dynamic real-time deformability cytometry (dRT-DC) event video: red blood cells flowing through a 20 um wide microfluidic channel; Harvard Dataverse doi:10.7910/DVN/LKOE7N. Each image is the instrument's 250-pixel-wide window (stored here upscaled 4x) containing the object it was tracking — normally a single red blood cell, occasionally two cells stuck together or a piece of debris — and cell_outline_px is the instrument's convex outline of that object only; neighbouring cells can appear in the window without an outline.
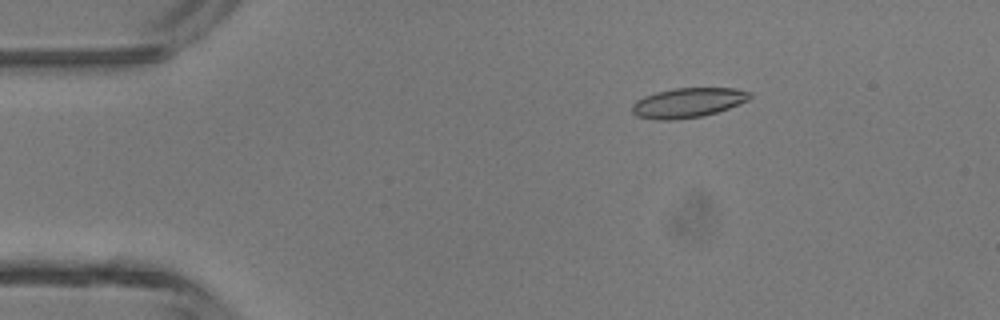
{"species": "common noctule bat (a hibernating species)", "species_latin": "Nyctalus noctula", "temperature_condition": "room temperature", "stored_images_in_passage": 37, "camera_frame_rate_fps": 3000, "um_per_image_px": 0.085, "animal": {"sex": "male", "body_mass_g": 13.3}, "frame": {"image": 1, "passage_image": 1, "time_ms": 0.0, "image_size_px": [1000, 320], "cell_outline_px": [[752, 96], [748, 100], [728, 108], [704, 116], [672, 120], [656, 120], [636, 116], [632, 112], [632, 104], [636, 100], [644, 96], [656, 92], [672, 88], [736, 88], [752, 92]], "centroid_in_image_um": [58.46, 8.73], "position_along_channel_um": 26.5, "area_um2": 20.52}}
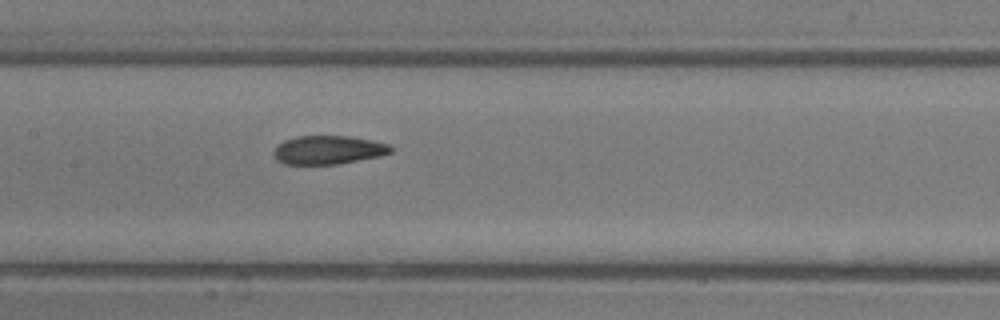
{"frame": {"image": 2, "passage_image": 16, "time_ms": 5.0, "image_size_px": [1000, 320], "cell_outline_px": [[392, 152], [380, 156], [340, 164], [284, 164], [276, 160], [272, 152], [284, 140], [296, 136], [352, 136], [372, 140], [388, 144], [392, 148]], "centroid_in_image_um": [27.91, 12.74], "position_along_channel_um": 179.5, "area_um2": 19.59}}
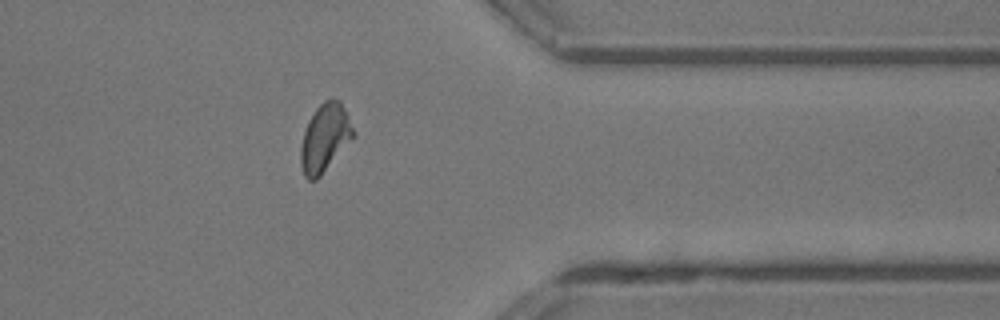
{"frame": {"image": 3, "passage_image": 31, "time_ms": 10.0, "image_size_px": [1000, 320], "cell_outline_px": [[356, 136], [320, 176], [316, 180], [308, 180], [304, 176], [300, 164], [300, 148], [304, 132], [308, 120], [316, 108], [324, 100], [332, 96], [340, 100], [356, 132]], "centroid_in_image_um": [27.63, 11.7], "position_along_channel_um": 383.8, "area_um2": 21.15}, "authors_computed_cell_mechanics": {"area_um2": 20.1722, "velocity_mm_per_s": 4.3608, "shape_relaxation_time_tau1_ms": 4.7938, "shape_relaxation_time_tau2_ms": 1.4421, "deformation_change_tau1": 0.1837, "deformation_change_tau2": 0.0846}}